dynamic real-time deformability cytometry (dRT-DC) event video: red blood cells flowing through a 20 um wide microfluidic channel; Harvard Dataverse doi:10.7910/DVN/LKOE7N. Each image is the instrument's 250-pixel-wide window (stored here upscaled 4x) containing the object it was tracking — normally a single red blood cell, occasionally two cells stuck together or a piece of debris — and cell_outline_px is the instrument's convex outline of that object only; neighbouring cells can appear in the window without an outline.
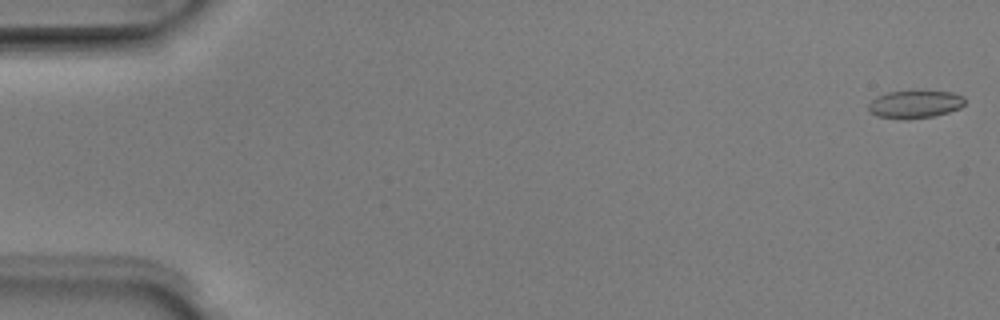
{"species": "Egyptian fruit bat (a non-hibernating species)", "species_latin": "Rousettus aegyptiacus", "temperature_condition": "room temperature", "stored_images_in_passage": 51, "camera_frame_rate_fps": 3000, "um_per_image_px": 0.085, "animal": {"sex": "male"}, "frame": {"image": 1, "passage_image": 1, "time_ms": 0.0, "image_size_px": [1000, 320], "cell_outline_px": [[964, 104], [960, 108], [948, 112], [932, 116], [908, 120], [900, 120], [876, 116], [868, 112], [868, 104], [876, 96], [888, 92], [952, 92], [964, 96]], "centroid_in_image_um": [77.72, 8.89], "position_along_channel_um": 7.3, "area_um2": 15.61}}
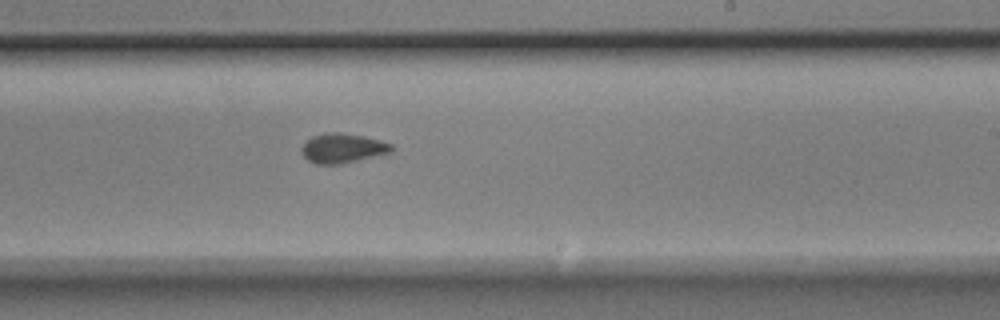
{"frame": {"image": 2, "passage_image": 31, "time_ms": 10.0, "image_size_px": [1000, 320], "cell_outline_px": [[396, 148], [392, 152], [344, 164], [316, 164], [308, 160], [300, 152], [300, 148], [312, 136], [324, 132], [340, 132], [364, 136], [380, 140], [392, 144]], "centroid_in_image_um": [29.14, 12.6], "position_along_channel_um": 259.9, "area_um2": 15.78}}
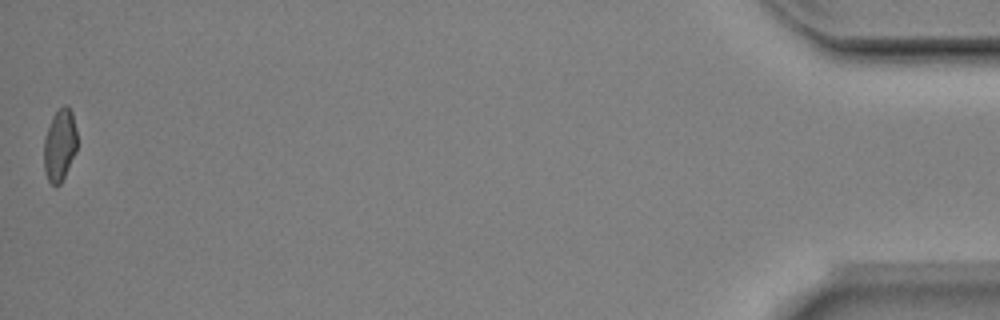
{"frame": {"image": 3, "passage_image": 51, "time_ms": 16.667, "image_size_px": [1000, 320], "cell_outline_px": [[76, 152], [60, 184], [56, 188], [48, 180], [44, 172], [44, 136], [52, 116], [64, 104], [68, 104], [72, 112], [76, 132]], "centroid_in_image_um": [5.06, 12.33], "position_along_channel_um": 430.1, "area_um2": 14.05}, "authors_computed_cell_mechanics": {"area_um2": 15.0858, "velocity_mm_per_s": 3.9722, "shape_relaxation_time_tau1_ms": 4.8764, "shape_relaxation_time_tau2_ms": 1.7475, "deformation_change_tau1": 0.122, "deformation_change_tau2": 0.055}}